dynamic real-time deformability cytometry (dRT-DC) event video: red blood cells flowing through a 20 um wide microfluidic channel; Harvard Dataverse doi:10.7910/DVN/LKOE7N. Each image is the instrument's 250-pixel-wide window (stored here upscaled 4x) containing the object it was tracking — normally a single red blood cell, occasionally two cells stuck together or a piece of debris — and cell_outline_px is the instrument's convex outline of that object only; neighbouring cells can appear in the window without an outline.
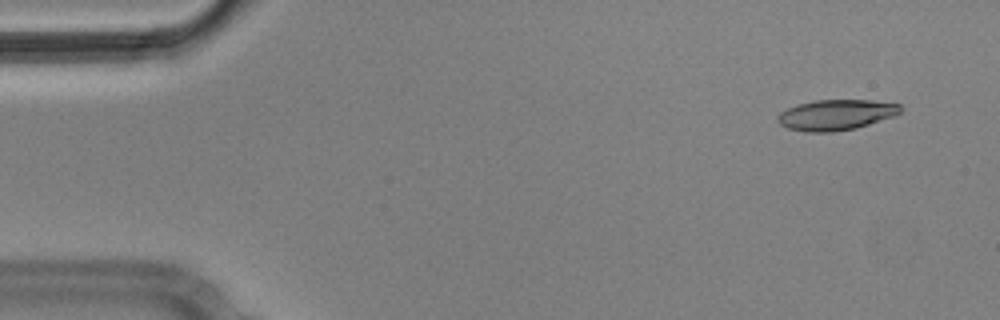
{"species": "Egyptian fruit bat (a non-hibernating species)", "species_latin": "Rousettus aegyptiacus", "temperature_condition": "cold", "stored_images_in_passage": 10, "camera_frame_rate_fps": 3000, "um_per_image_px": 0.085, "animal": {"sex": "male"}, "frame": {"image": 1, "passage_image": 1, "time_ms": 0.0, "image_size_px": [1000, 320], "cell_outline_px": [[904, 108], [896, 116], [856, 128], [832, 132], [804, 132], [788, 128], [780, 124], [776, 120], [776, 116], [780, 112], [796, 104], [816, 100], [868, 100], [900, 104]], "centroid_in_image_um": [71.06, 9.76], "position_along_channel_um": 13.9, "area_um2": 22.08}}
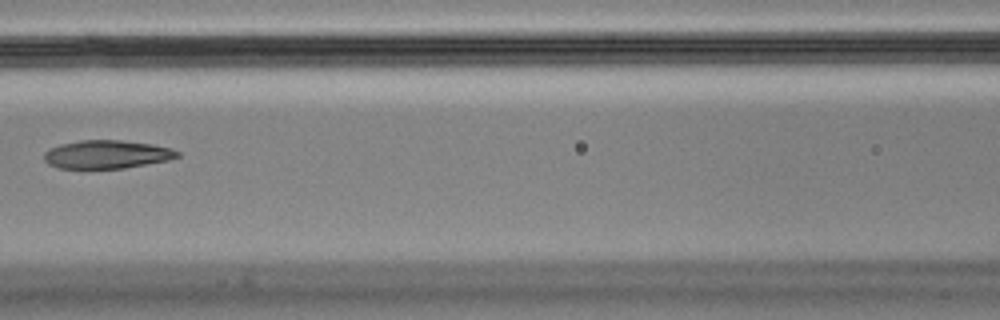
{"frame": {"image": 2, "passage_image": 7, "time_ms": 2.0, "image_size_px": [1000, 320], "cell_outline_px": [[180, 156], [168, 160], [124, 168], [60, 168], [48, 164], [44, 160], [44, 152], [48, 148], [60, 144], [80, 140], [120, 140], [152, 144], [172, 148], [180, 152]], "centroid_in_image_um": [9.07, 13.11], "position_along_channel_um": 157.5, "area_um2": 22.02}}
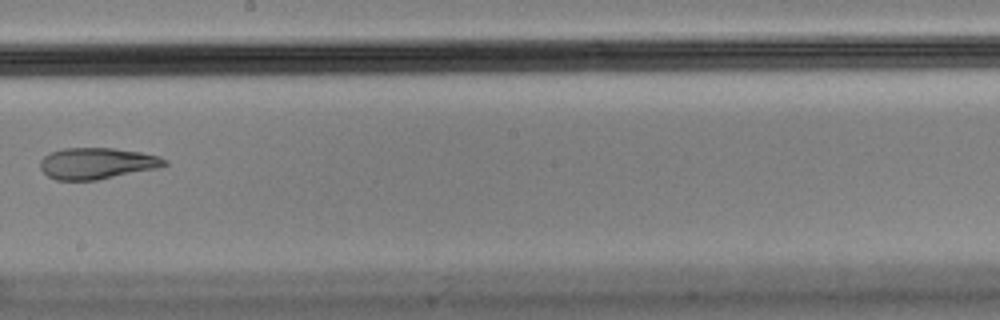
{"frame": {"image": 3, "passage_image": 9, "time_ms": 2.667, "image_size_px": [1000, 320], "cell_outline_px": [[168, 164], [160, 168], [96, 180], [56, 180], [48, 176], [40, 168], [40, 160], [44, 156], [52, 152], [64, 148], [112, 148], [140, 152], [156, 156], [168, 160]], "centroid_in_image_um": [8.25, 13.89], "position_along_channel_um": 240.0, "area_um2": 22.66}}